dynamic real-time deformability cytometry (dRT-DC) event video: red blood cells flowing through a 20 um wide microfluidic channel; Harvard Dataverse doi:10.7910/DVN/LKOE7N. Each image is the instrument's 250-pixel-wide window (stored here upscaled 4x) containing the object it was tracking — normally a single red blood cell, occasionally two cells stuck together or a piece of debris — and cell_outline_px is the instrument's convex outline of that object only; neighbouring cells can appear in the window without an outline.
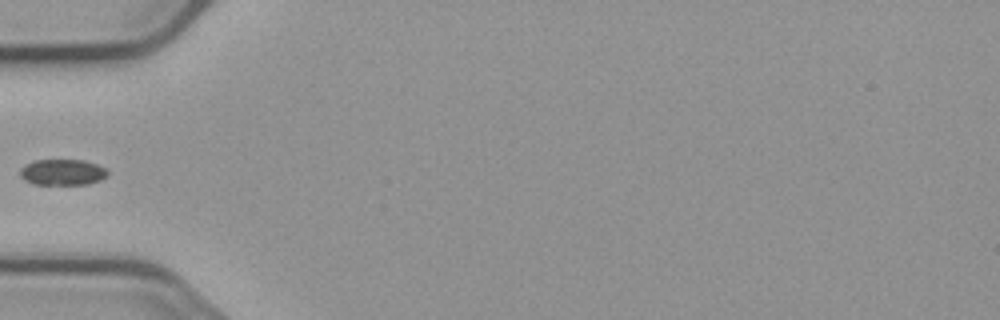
{"species": "common noctule bat (a hibernating species)", "species_latin": "Nyctalus noctula", "temperature_condition": "cold", "stored_images_in_passage": 5, "camera_frame_rate_fps": 3000, "um_per_image_px": 0.085, "animal": {"sex": "male", "body_mass_g": 23.1, "forearm_length_mm": 52.7}, "frame": {"image": 1, "passage_image": 4, "time_ms": 4.333, "image_size_px": [1000, 320], "cell_outline_px": [[108, 176], [100, 180], [88, 184], [32, 184], [24, 180], [20, 176], [20, 168], [24, 164], [36, 160], [84, 160], [108, 168]], "centroid_in_image_um": [5.32, 14.63], "position_along_channel_um": 79.7, "area_um2": 13.41}}
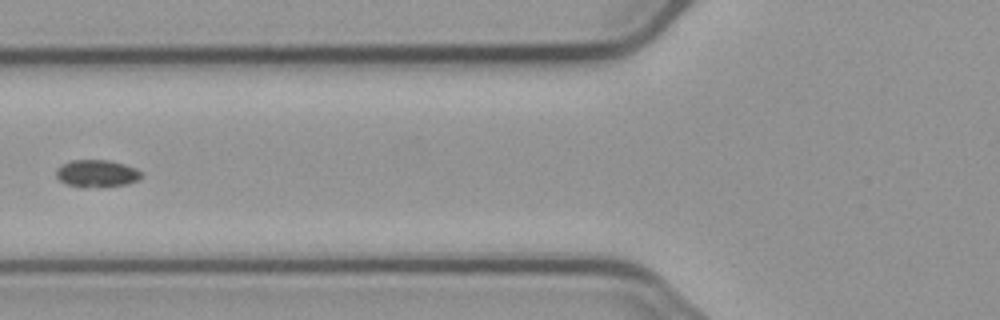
{"frame": {"image": 2, "passage_image": 5, "time_ms": 5.333, "image_size_px": [1000, 320], "cell_outline_px": [[140, 176], [136, 180], [128, 184], [84, 188], [80, 188], [68, 184], [60, 180], [56, 176], [56, 168], [60, 164], [72, 160], [108, 160], [124, 164], [136, 168], [140, 172]], "centroid_in_image_um": [8.17, 14.74], "position_along_channel_um": 117.6, "area_um2": 13.53}}